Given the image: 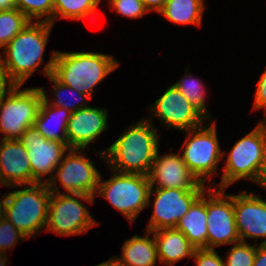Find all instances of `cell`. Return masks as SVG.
Here are the masks:
<instances>
[{"label": "cell", "mask_w": 266, "mask_h": 266, "mask_svg": "<svg viewBox=\"0 0 266 266\" xmlns=\"http://www.w3.org/2000/svg\"><path fill=\"white\" fill-rule=\"evenodd\" d=\"M111 54L91 51L52 50L40 73L53 75L58 81L92 98L96 86L119 67Z\"/></svg>", "instance_id": "6da1fadb"}, {"label": "cell", "mask_w": 266, "mask_h": 266, "mask_svg": "<svg viewBox=\"0 0 266 266\" xmlns=\"http://www.w3.org/2000/svg\"><path fill=\"white\" fill-rule=\"evenodd\" d=\"M156 125L143 116L130 124L106 149H93L108 165L109 169L121 173H135L148 176L155 160L160 142Z\"/></svg>", "instance_id": "7a4b0ae2"}, {"label": "cell", "mask_w": 266, "mask_h": 266, "mask_svg": "<svg viewBox=\"0 0 266 266\" xmlns=\"http://www.w3.org/2000/svg\"><path fill=\"white\" fill-rule=\"evenodd\" d=\"M54 25L30 21L1 51L0 66L18 84L24 83L44 63V52Z\"/></svg>", "instance_id": "3957f363"}, {"label": "cell", "mask_w": 266, "mask_h": 266, "mask_svg": "<svg viewBox=\"0 0 266 266\" xmlns=\"http://www.w3.org/2000/svg\"><path fill=\"white\" fill-rule=\"evenodd\" d=\"M8 188H13V191L4 194V217L28 240L34 239L45 230L52 192L47 183L19 185V189L18 185Z\"/></svg>", "instance_id": "277c9868"}, {"label": "cell", "mask_w": 266, "mask_h": 266, "mask_svg": "<svg viewBox=\"0 0 266 266\" xmlns=\"http://www.w3.org/2000/svg\"><path fill=\"white\" fill-rule=\"evenodd\" d=\"M217 127L212 119L198 128L183 131L185 141L179 150L188 169L201 183L209 180L208 186H212V177L220 175L218 165L223 160Z\"/></svg>", "instance_id": "5b68a950"}, {"label": "cell", "mask_w": 266, "mask_h": 266, "mask_svg": "<svg viewBox=\"0 0 266 266\" xmlns=\"http://www.w3.org/2000/svg\"><path fill=\"white\" fill-rule=\"evenodd\" d=\"M110 177L100 175L96 194L101 196L129 221L134 223L148 205L149 177L143 174L121 173L110 169ZM103 179V180H102Z\"/></svg>", "instance_id": "8992f818"}, {"label": "cell", "mask_w": 266, "mask_h": 266, "mask_svg": "<svg viewBox=\"0 0 266 266\" xmlns=\"http://www.w3.org/2000/svg\"><path fill=\"white\" fill-rule=\"evenodd\" d=\"M225 163L221 180L215 188L227 189L236 181L248 180L261 186V120L249 133L234 142L229 152L223 151ZM227 154V157H226ZM226 157V158H225Z\"/></svg>", "instance_id": "52a82bcc"}, {"label": "cell", "mask_w": 266, "mask_h": 266, "mask_svg": "<svg viewBox=\"0 0 266 266\" xmlns=\"http://www.w3.org/2000/svg\"><path fill=\"white\" fill-rule=\"evenodd\" d=\"M82 201H84L82 203ZM94 196L82 193H52L49 199L45 232L59 236H77L100 224L94 219L85 202L92 205Z\"/></svg>", "instance_id": "ba28073f"}, {"label": "cell", "mask_w": 266, "mask_h": 266, "mask_svg": "<svg viewBox=\"0 0 266 266\" xmlns=\"http://www.w3.org/2000/svg\"><path fill=\"white\" fill-rule=\"evenodd\" d=\"M86 149L70 148L56 167L47 185L52 193H82L94 196L101 171L94 160L86 156ZM85 152V153H83ZM60 185H57V183ZM63 188L64 191H60Z\"/></svg>", "instance_id": "9c48e42d"}, {"label": "cell", "mask_w": 266, "mask_h": 266, "mask_svg": "<svg viewBox=\"0 0 266 266\" xmlns=\"http://www.w3.org/2000/svg\"><path fill=\"white\" fill-rule=\"evenodd\" d=\"M21 88L23 87L18 85L0 105L1 140H19L37 118L43 100L40 88Z\"/></svg>", "instance_id": "30bf717a"}, {"label": "cell", "mask_w": 266, "mask_h": 266, "mask_svg": "<svg viewBox=\"0 0 266 266\" xmlns=\"http://www.w3.org/2000/svg\"><path fill=\"white\" fill-rule=\"evenodd\" d=\"M146 109L149 122L154 123L153 118L156 117L165 129L179 132L198 128L209 120L173 83Z\"/></svg>", "instance_id": "8fae6325"}, {"label": "cell", "mask_w": 266, "mask_h": 266, "mask_svg": "<svg viewBox=\"0 0 266 266\" xmlns=\"http://www.w3.org/2000/svg\"><path fill=\"white\" fill-rule=\"evenodd\" d=\"M226 189L207 187V249L240 241L234 214L233 194Z\"/></svg>", "instance_id": "7c38bea8"}, {"label": "cell", "mask_w": 266, "mask_h": 266, "mask_svg": "<svg viewBox=\"0 0 266 266\" xmlns=\"http://www.w3.org/2000/svg\"><path fill=\"white\" fill-rule=\"evenodd\" d=\"M204 190L150 188L147 208L151 207V199L154 198L153 212L145 230L154 232L159 229L175 228Z\"/></svg>", "instance_id": "4fadbf2b"}, {"label": "cell", "mask_w": 266, "mask_h": 266, "mask_svg": "<svg viewBox=\"0 0 266 266\" xmlns=\"http://www.w3.org/2000/svg\"><path fill=\"white\" fill-rule=\"evenodd\" d=\"M19 140L27 149L32 184L48 183L70 148L59 140H48L34 126L27 128Z\"/></svg>", "instance_id": "5bb4252c"}, {"label": "cell", "mask_w": 266, "mask_h": 266, "mask_svg": "<svg viewBox=\"0 0 266 266\" xmlns=\"http://www.w3.org/2000/svg\"><path fill=\"white\" fill-rule=\"evenodd\" d=\"M174 148H169V153L163 155L158 149L150 173L148 175L151 188L173 189H206L208 184L201 183L188 169L182 159L181 153H174Z\"/></svg>", "instance_id": "9a60e30c"}, {"label": "cell", "mask_w": 266, "mask_h": 266, "mask_svg": "<svg viewBox=\"0 0 266 266\" xmlns=\"http://www.w3.org/2000/svg\"><path fill=\"white\" fill-rule=\"evenodd\" d=\"M255 191L241 190L233 194L234 214L240 241L254 239L255 244H266V199ZM256 239V240H255ZM258 239H263L257 243Z\"/></svg>", "instance_id": "2e32d148"}, {"label": "cell", "mask_w": 266, "mask_h": 266, "mask_svg": "<svg viewBox=\"0 0 266 266\" xmlns=\"http://www.w3.org/2000/svg\"><path fill=\"white\" fill-rule=\"evenodd\" d=\"M108 108L90 106L71 113L66 135L69 148L88 149L109 129Z\"/></svg>", "instance_id": "e0dca14e"}, {"label": "cell", "mask_w": 266, "mask_h": 266, "mask_svg": "<svg viewBox=\"0 0 266 266\" xmlns=\"http://www.w3.org/2000/svg\"><path fill=\"white\" fill-rule=\"evenodd\" d=\"M32 184V170L26 147L20 140L0 139V185Z\"/></svg>", "instance_id": "ac0fdd59"}, {"label": "cell", "mask_w": 266, "mask_h": 266, "mask_svg": "<svg viewBox=\"0 0 266 266\" xmlns=\"http://www.w3.org/2000/svg\"><path fill=\"white\" fill-rule=\"evenodd\" d=\"M159 264L174 266L184 258L192 259L195 247L176 228L159 229L154 232Z\"/></svg>", "instance_id": "d6986e66"}, {"label": "cell", "mask_w": 266, "mask_h": 266, "mask_svg": "<svg viewBox=\"0 0 266 266\" xmlns=\"http://www.w3.org/2000/svg\"><path fill=\"white\" fill-rule=\"evenodd\" d=\"M196 249H207V188L193 202L176 227Z\"/></svg>", "instance_id": "ffe728a7"}, {"label": "cell", "mask_w": 266, "mask_h": 266, "mask_svg": "<svg viewBox=\"0 0 266 266\" xmlns=\"http://www.w3.org/2000/svg\"><path fill=\"white\" fill-rule=\"evenodd\" d=\"M152 234V231L145 230L144 236L135 234L126 239L121 254L116 257L129 266H157V246Z\"/></svg>", "instance_id": "44dd1931"}, {"label": "cell", "mask_w": 266, "mask_h": 266, "mask_svg": "<svg viewBox=\"0 0 266 266\" xmlns=\"http://www.w3.org/2000/svg\"><path fill=\"white\" fill-rule=\"evenodd\" d=\"M71 112L42 100L34 127L48 140H59L67 145L66 130Z\"/></svg>", "instance_id": "7402d4cb"}, {"label": "cell", "mask_w": 266, "mask_h": 266, "mask_svg": "<svg viewBox=\"0 0 266 266\" xmlns=\"http://www.w3.org/2000/svg\"><path fill=\"white\" fill-rule=\"evenodd\" d=\"M205 0H167L163 9L158 13L175 25L203 24V15L206 9Z\"/></svg>", "instance_id": "603a6c76"}, {"label": "cell", "mask_w": 266, "mask_h": 266, "mask_svg": "<svg viewBox=\"0 0 266 266\" xmlns=\"http://www.w3.org/2000/svg\"><path fill=\"white\" fill-rule=\"evenodd\" d=\"M50 83H52V92L53 97H50L47 94L44 87H39L42 93L43 100L54 107L57 108H65L71 113L75 111L86 108L90 106L88 103L91 100V97L85 94L80 93L79 91L64 85L60 81H58L52 74L48 75ZM49 97V98H48Z\"/></svg>", "instance_id": "cb8c5ba5"}, {"label": "cell", "mask_w": 266, "mask_h": 266, "mask_svg": "<svg viewBox=\"0 0 266 266\" xmlns=\"http://www.w3.org/2000/svg\"><path fill=\"white\" fill-rule=\"evenodd\" d=\"M103 0H54L53 25L57 20L82 21L96 18V11Z\"/></svg>", "instance_id": "d4e9b609"}, {"label": "cell", "mask_w": 266, "mask_h": 266, "mask_svg": "<svg viewBox=\"0 0 266 266\" xmlns=\"http://www.w3.org/2000/svg\"><path fill=\"white\" fill-rule=\"evenodd\" d=\"M189 71V67H187L184 76L179 81L174 82V85L209 120H212V115L206 105V99L208 98L207 86L204 81L194 77L193 73Z\"/></svg>", "instance_id": "484cf974"}, {"label": "cell", "mask_w": 266, "mask_h": 266, "mask_svg": "<svg viewBox=\"0 0 266 266\" xmlns=\"http://www.w3.org/2000/svg\"><path fill=\"white\" fill-rule=\"evenodd\" d=\"M29 22L17 8L0 11V49L2 50Z\"/></svg>", "instance_id": "4316f807"}, {"label": "cell", "mask_w": 266, "mask_h": 266, "mask_svg": "<svg viewBox=\"0 0 266 266\" xmlns=\"http://www.w3.org/2000/svg\"><path fill=\"white\" fill-rule=\"evenodd\" d=\"M15 5L30 21L53 25L54 0H15Z\"/></svg>", "instance_id": "83f0119b"}, {"label": "cell", "mask_w": 266, "mask_h": 266, "mask_svg": "<svg viewBox=\"0 0 266 266\" xmlns=\"http://www.w3.org/2000/svg\"><path fill=\"white\" fill-rule=\"evenodd\" d=\"M256 244L239 241L231 245L224 258L225 266H253Z\"/></svg>", "instance_id": "f1b7e54d"}, {"label": "cell", "mask_w": 266, "mask_h": 266, "mask_svg": "<svg viewBox=\"0 0 266 266\" xmlns=\"http://www.w3.org/2000/svg\"><path fill=\"white\" fill-rule=\"evenodd\" d=\"M107 3L110 9L127 19H141L149 13L142 0H108Z\"/></svg>", "instance_id": "f546056e"}, {"label": "cell", "mask_w": 266, "mask_h": 266, "mask_svg": "<svg viewBox=\"0 0 266 266\" xmlns=\"http://www.w3.org/2000/svg\"><path fill=\"white\" fill-rule=\"evenodd\" d=\"M21 239L28 240L6 217H3L0 220V253L6 254L7 250H14Z\"/></svg>", "instance_id": "4dcf8cb0"}, {"label": "cell", "mask_w": 266, "mask_h": 266, "mask_svg": "<svg viewBox=\"0 0 266 266\" xmlns=\"http://www.w3.org/2000/svg\"><path fill=\"white\" fill-rule=\"evenodd\" d=\"M192 258L196 266H225L223 257L215 249H195Z\"/></svg>", "instance_id": "1f68e13d"}, {"label": "cell", "mask_w": 266, "mask_h": 266, "mask_svg": "<svg viewBox=\"0 0 266 266\" xmlns=\"http://www.w3.org/2000/svg\"><path fill=\"white\" fill-rule=\"evenodd\" d=\"M256 86L252 111L263 110V120H266V69L261 73Z\"/></svg>", "instance_id": "d6a6232c"}, {"label": "cell", "mask_w": 266, "mask_h": 266, "mask_svg": "<svg viewBox=\"0 0 266 266\" xmlns=\"http://www.w3.org/2000/svg\"><path fill=\"white\" fill-rule=\"evenodd\" d=\"M18 84L0 66V105L16 89Z\"/></svg>", "instance_id": "836d02e7"}, {"label": "cell", "mask_w": 266, "mask_h": 266, "mask_svg": "<svg viewBox=\"0 0 266 266\" xmlns=\"http://www.w3.org/2000/svg\"><path fill=\"white\" fill-rule=\"evenodd\" d=\"M261 146H262V163H261V187L266 190V120H261Z\"/></svg>", "instance_id": "e575fe53"}, {"label": "cell", "mask_w": 266, "mask_h": 266, "mask_svg": "<svg viewBox=\"0 0 266 266\" xmlns=\"http://www.w3.org/2000/svg\"><path fill=\"white\" fill-rule=\"evenodd\" d=\"M253 266H266V244H256V254Z\"/></svg>", "instance_id": "d590c367"}, {"label": "cell", "mask_w": 266, "mask_h": 266, "mask_svg": "<svg viewBox=\"0 0 266 266\" xmlns=\"http://www.w3.org/2000/svg\"><path fill=\"white\" fill-rule=\"evenodd\" d=\"M142 1L145 8L149 11L150 14L151 12L159 13L163 9L165 3L167 2V0H142Z\"/></svg>", "instance_id": "8d00e7d4"}, {"label": "cell", "mask_w": 266, "mask_h": 266, "mask_svg": "<svg viewBox=\"0 0 266 266\" xmlns=\"http://www.w3.org/2000/svg\"><path fill=\"white\" fill-rule=\"evenodd\" d=\"M94 266H129L128 264L123 263L120 261L116 255H112L108 260L103 261L97 265Z\"/></svg>", "instance_id": "74e56055"}, {"label": "cell", "mask_w": 266, "mask_h": 266, "mask_svg": "<svg viewBox=\"0 0 266 266\" xmlns=\"http://www.w3.org/2000/svg\"><path fill=\"white\" fill-rule=\"evenodd\" d=\"M16 8L15 0H0V11Z\"/></svg>", "instance_id": "f35d334b"}, {"label": "cell", "mask_w": 266, "mask_h": 266, "mask_svg": "<svg viewBox=\"0 0 266 266\" xmlns=\"http://www.w3.org/2000/svg\"><path fill=\"white\" fill-rule=\"evenodd\" d=\"M8 254H2L0 253V266H7L8 260Z\"/></svg>", "instance_id": "ab89813d"}, {"label": "cell", "mask_w": 266, "mask_h": 266, "mask_svg": "<svg viewBox=\"0 0 266 266\" xmlns=\"http://www.w3.org/2000/svg\"><path fill=\"white\" fill-rule=\"evenodd\" d=\"M4 217V195L0 196V220Z\"/></svg>", "instance_id": "60d3db41"}]
</instances>
